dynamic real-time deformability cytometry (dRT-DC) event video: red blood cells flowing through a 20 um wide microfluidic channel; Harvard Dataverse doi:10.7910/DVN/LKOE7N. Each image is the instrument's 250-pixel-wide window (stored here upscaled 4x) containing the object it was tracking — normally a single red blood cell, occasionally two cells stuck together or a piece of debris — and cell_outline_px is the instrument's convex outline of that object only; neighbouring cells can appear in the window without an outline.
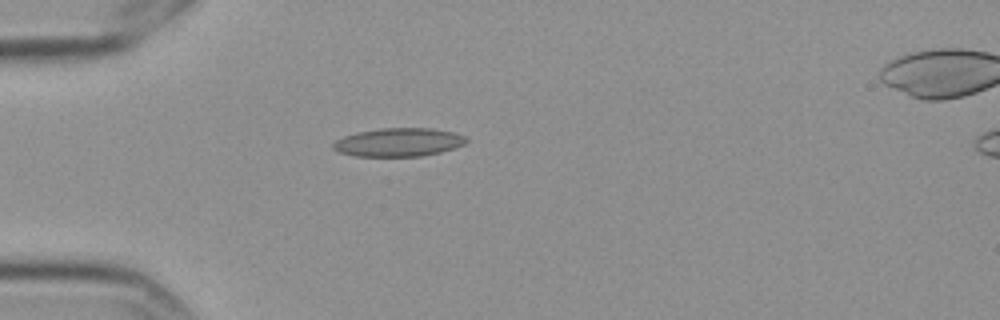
{"species": "Egyptian fruit bat (a non-hibernating species)", "species_latin": "Rousettus aegyptiacus", "temperature_condition": "cold", "stored_images_in_passage": 2, "camera_frame_rate_fps": 3000, "um_per_image_px": 0.085, "frame": {"image": 1, "passage_image": 1, "time_ms": 0.0, "image_size_px": [1000, 320], "cell_outline_px": [[468, 140], [464, 144], [440, 152], [420, 156], [356, 156], [336, 152], [332, 148], [332, 144], [336, 140], [344, 136], [356, 132], [380, 128], [428, 128], [452, 132], [464, 136]], "centroid_in_image_um": [33.82, 12.09], "position_along_channel_um": 51.2, "area_um2": 21.96}}